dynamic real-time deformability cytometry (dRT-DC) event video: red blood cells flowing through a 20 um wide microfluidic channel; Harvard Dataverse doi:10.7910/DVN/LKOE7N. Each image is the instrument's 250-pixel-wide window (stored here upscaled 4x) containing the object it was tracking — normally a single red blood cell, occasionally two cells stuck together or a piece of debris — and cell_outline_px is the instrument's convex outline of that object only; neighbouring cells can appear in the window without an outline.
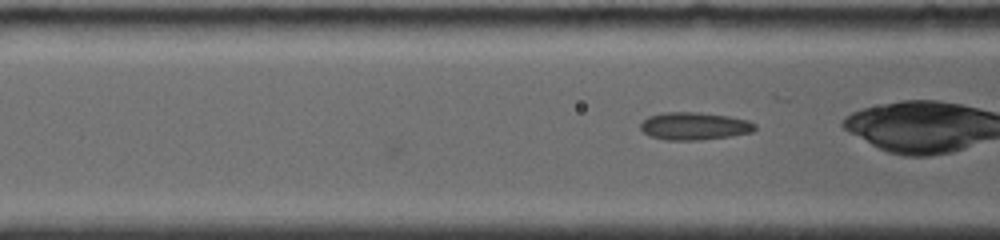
{"species": "common noctule bat (a hibernating species)", "species_latin": "Nyctalus noctula", "temperature_condition": "room temperature", "stored_images_in_passage": 10, "camera_frame_rate_fps": 4000, "um_per_image_px": 0.085, "animal": {"sex": "female", "body_mass_g": 19.0, "forearm_length_mm": 56.7}, "frame": {"image": 1, "passage_image": 10, "time_ms": 5.5, "image_size_px": [1000, 240], "cell_outline_px": [[756, 128], [752, 132], [728, 136], [700, 140], [668, 140], [652, 136], [644, 132], [640, 128], [640, 124], [648, 116], [664, 112], [700, 112], [728, 116], [748, 120], [756, 124]], "centroid_in_image_um": [59.02, 10.7], "position_along_channel_um": 107.6, "area_um2": 18.32}}